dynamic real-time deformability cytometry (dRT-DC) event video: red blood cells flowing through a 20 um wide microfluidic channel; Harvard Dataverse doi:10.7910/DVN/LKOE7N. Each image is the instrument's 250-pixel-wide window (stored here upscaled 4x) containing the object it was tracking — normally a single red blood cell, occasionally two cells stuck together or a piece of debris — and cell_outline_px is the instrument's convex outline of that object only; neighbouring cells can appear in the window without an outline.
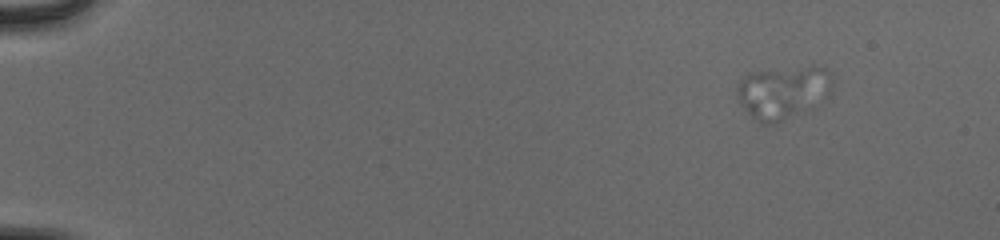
{"species": "human", "species_latin": "Homo sapiens", "temperature_condition": "cold", "stored_images_in_passage": 23, "camera_frame_rate_fps": 3000, "um_per_image_px": 0.085, "donor": {"sex": "male"}, "frame": {"image": 1, "passage_image": 1, "time_ms": 0.0, "image_size_px": [1000, 240], "cell_outline_px": [[832, 84], [828, 92], [820, 104], [816, 108], [776, 124], [760, 124], [752, 120], [740, 104], [736, 92], [736, 84], [748, 72], [808, 68], [828, 68], [832, 72]], "centroid_in_image_um": [66.52, 7.91], "position_along_channel_um": 18.5, "area_um2": 29.77}}
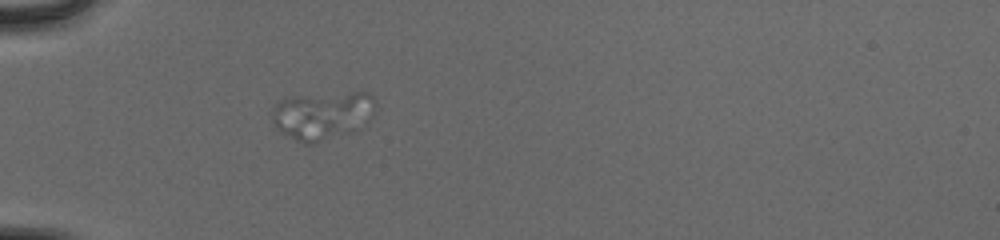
{"frame": {"image": 2, "passage_image": 14, "time_ms": 4.333, "image_size_px": [1000, 240], "cell_outline_px": [[376, 104], [360, 124], [352, 132], [312, 144], [308, 144], [296, 140], [284, 132], [272, 120], [272, 108], [280, 100], [292, 96], [352, 92], [368, 92], [372, 96]], "centroid_in_image_um": [27.36, 9.78], "position_along_channel_um": 57.6, "area_um2": 28.15}}